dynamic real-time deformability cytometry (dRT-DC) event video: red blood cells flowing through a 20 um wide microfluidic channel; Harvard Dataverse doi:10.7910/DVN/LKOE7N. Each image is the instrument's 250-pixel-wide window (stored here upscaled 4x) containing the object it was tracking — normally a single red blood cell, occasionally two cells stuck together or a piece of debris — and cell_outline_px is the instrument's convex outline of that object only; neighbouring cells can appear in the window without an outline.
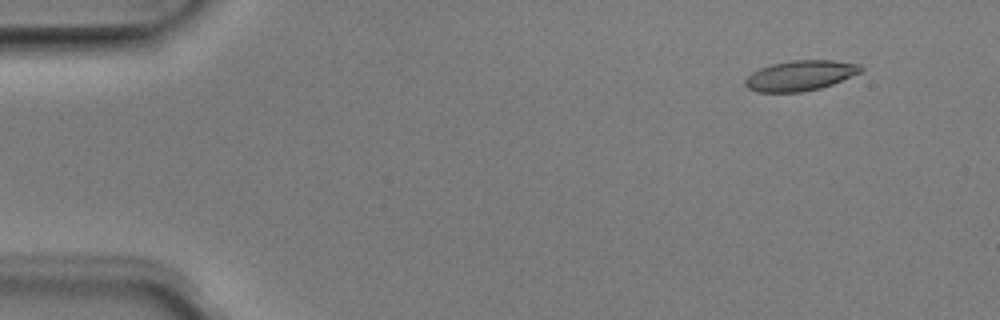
{"species": "Egyptian fruit bat (a non-hibernating species)", "species_latin": "Rousettus aegyptiacus", "temperature_condition": "room temperature", "stored_images_in_passage": 3, "camera_frame_rate_fps": 3000, "um_per_image_px": 0.085, "animal": {"sex": "male"}, "frame": {"image": 1, "passage_image": 1, "time_ms": 0.0, "image_size_px": [1000, 320], "cell_outline_px": [[864, 68], [860, 72], [832, 84], [820, 88], [800, 92], [756, 92], [748, 88], [744, 84], [744, 80], [752, 72], [760, 68], [772, 64], [792, 60], [832, 60], [860, 64]], "centroid_in_image_um": [68.0, 6.42], "position_along_channel_um": 17.0, "area_um2": 20.29}}
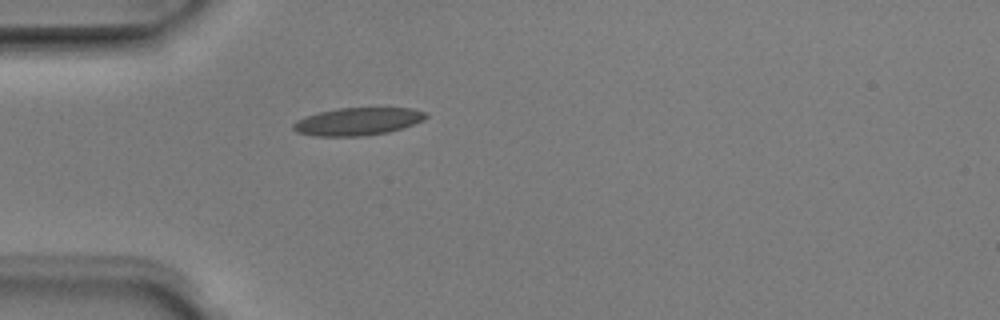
{"frame": {"image": 2, "passage_image": 3, "time_ms": 0.667, "image_size_px": [1000, 320], "cell_outline_px": [[428, 116], [424, 120], [388, 132], [364, 136], [316, 136], [296, 132], [292, 128], [292, 124], [296, 120], [320, 112], [340, 108], [412, 108], [428, 112]], "centroid_in_image_um": [30.42, 10.32], "position_along_channel_um": 54.6, "area_um2": 21.27}}